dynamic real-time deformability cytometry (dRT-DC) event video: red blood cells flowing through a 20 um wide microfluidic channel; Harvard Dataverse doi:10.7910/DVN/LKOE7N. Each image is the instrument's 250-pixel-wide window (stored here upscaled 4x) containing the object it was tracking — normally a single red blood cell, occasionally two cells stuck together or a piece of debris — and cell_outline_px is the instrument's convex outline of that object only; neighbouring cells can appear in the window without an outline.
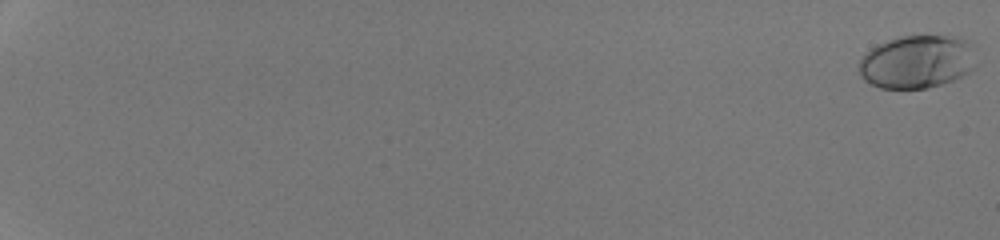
{"species": "human", "species_latin": "Homo sapiens", "temperature_condition": "room temperature", "stored_images_in_passage": 40, "camera_frame_rate_fps": 3000, "um_per_image_px": 0.085, "donor": {"sex": "male"}, "frame": {"image": 1, "passage_image": 1, "time_ms": 0.0, "image_size_px": [1000, 240], "cell_outline_px": [[980, 64], [976, 68], [952, 80], [928, 88], [880, 88], [864, 80], [860, 76], [860, 56], [872, 48], [888, 40], [900, 36], [960, 36], [972, 40], [976, 44]], "centroid_in_image_um": [78.08, 5.22], "position_along_channel_um": 6.9, "area_um2": 37.22}}
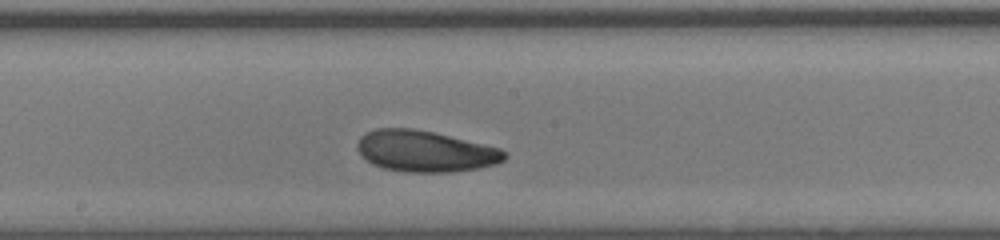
{"frame": {"image": 2, "passage_image": 26, "time_ms": 8.333, "image_size_px": [1000, 240], "cell_outline_px": [[508, 156], [504, 160], [496, 164], [480, 168], [452, 172], [408, 172], [384, 168], [372, 164], [360, 156], [356, 148], [356, 144], [360, 136], [376, 128], [412, 128], [436, 132], [500, 148]], "centroid_in_image_um": [36.12, 12.85], "position_along_channel_um": 212.1, "area_um2": 35.66}}
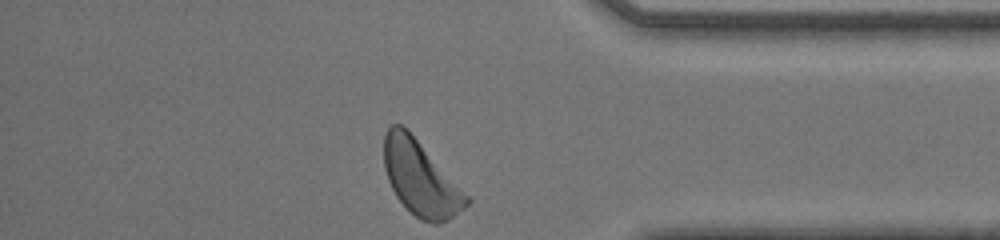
{"frame": {"image": 3, "passage_image": 40, "time_ms": 13.0, "image_size_px": [1000, 240], "cell_outline_px": [[472, 200], [464, 208], [448, 220], [436, 224], [432, 224], [420, 220], [396, 196], [388, 180], [384, 168], [384, 136], [388, 128], [392, 124], [404, 124], [408, 128]], "centroid_in_image_um": [35.74, 15.13], "position_along_channel_um": 399.5, "area_um2": 35.78}, "authors_computed_cell_mechanics": {"area_um2": 34.7378, "velocity_mm_per_s": 4.2356, "shape_relaxation_time_tau1_ms": 1.6469, "shape_relaxation_time_tau2_ms": 4.6869, "deformation_change_tau1": 0.1156, "deformation_change_tau2": 0.1487}}